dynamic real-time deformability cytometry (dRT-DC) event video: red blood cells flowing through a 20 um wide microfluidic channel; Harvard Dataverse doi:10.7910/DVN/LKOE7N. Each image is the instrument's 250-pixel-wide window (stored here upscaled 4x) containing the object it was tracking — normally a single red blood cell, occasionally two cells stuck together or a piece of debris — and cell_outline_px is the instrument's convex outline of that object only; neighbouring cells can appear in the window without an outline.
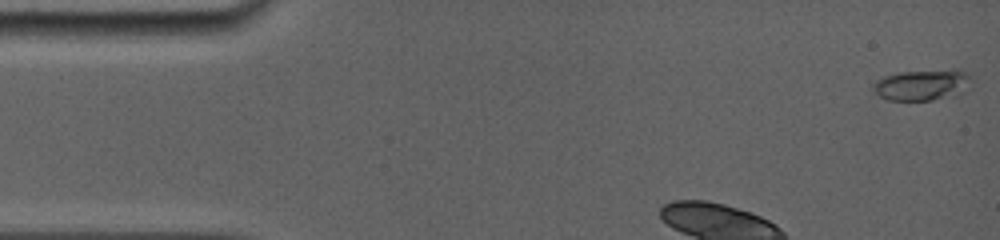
{"species": "common noctule bat (a hibernating species)", "species_latin": "Nyctalus noctula", "temperature_condition": "room temperature", "stored_images_in_passage": 5, "camera_frame_rate_fps": 5000, "um_per_image_px": 0.085, "animal": {"sex": "female", "body_mass_g": 19.0, "forearm_length_mm": 56.7}, "frame": {"image": 1, "passage_image": 1, "time_ms": 0.0, "image_size_px": [1000, 240], "cell_outline_px": [[972, 76], [964, 92], [932, 100], [888, 100], [880, 96], [872, 88], [872, 84], [876, 80], [884, 76], [900, 72], [956, 68], [960, 68]], "centroid_in_image_um": [78.4, 7.18], "position_along_channel_um": 6.6, "area_um2": 17.86}}